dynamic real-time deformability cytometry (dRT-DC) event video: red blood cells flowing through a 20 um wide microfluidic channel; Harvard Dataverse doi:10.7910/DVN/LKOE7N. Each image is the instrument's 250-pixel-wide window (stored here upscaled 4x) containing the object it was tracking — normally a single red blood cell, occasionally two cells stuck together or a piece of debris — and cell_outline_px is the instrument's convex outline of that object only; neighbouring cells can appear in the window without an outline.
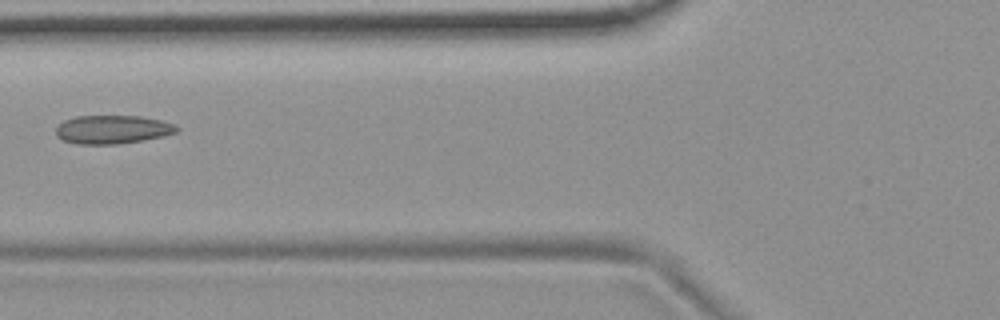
{"species": "common noctule bat (a hibernating species)", "species_latin": "Nyctalus noctula", "temperature_condition": "room temperature", "stored_images_in_passage": 5, "camera_frame_rate_fps": 3000, "um_per_image_px": 0.085, "animal": {"sex": "female", "body_mass_g": 19.9}, "frame": {"image": 1, "passage_image": 4, "time_ms": 1.0, "image_size_px": [1000, 320], "cell_outline_px": [[180, 128], [176, 132], [164, 136], [144, 140], [120, 144], [76, 144], [64, 140], [56, 136], [56, 128], [64, 120], [76, 116], [140, 116], [160, 120], [176, 124]], "centroid_in_image_um": [9.58, 11.01], "position_along_channel_um": 116.2, "area_um2": 20.17}}
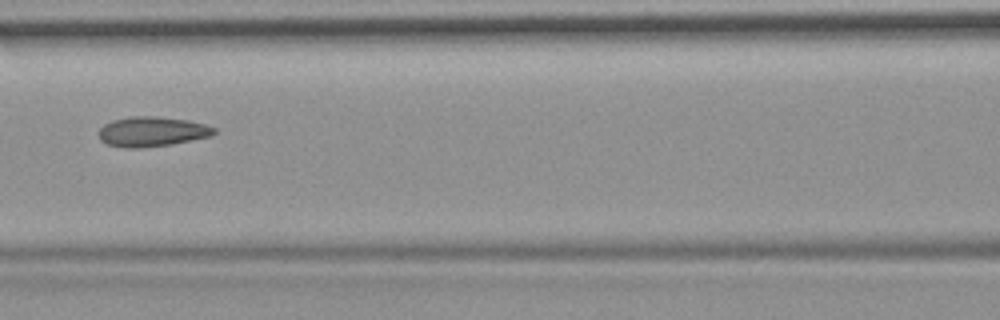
{"frame": {"image": 2, "passage_image": 5, "time_ms": 1.333, "image_size_px": [1000, 320], "cell_outline_px": [[216, 132], [212, 136], [172, 144], [140, 148], [128, 148], [108, 144], [100, 140], [100, 128], [104, 124], [112, 120], [128, 116], [156, 116], [188, 120], [204, 124], [216, 128]], "centroid_in_image_um": [12.93, 11.18], "position_along_channel_um": 153.7, "area_um2": 20.11}}